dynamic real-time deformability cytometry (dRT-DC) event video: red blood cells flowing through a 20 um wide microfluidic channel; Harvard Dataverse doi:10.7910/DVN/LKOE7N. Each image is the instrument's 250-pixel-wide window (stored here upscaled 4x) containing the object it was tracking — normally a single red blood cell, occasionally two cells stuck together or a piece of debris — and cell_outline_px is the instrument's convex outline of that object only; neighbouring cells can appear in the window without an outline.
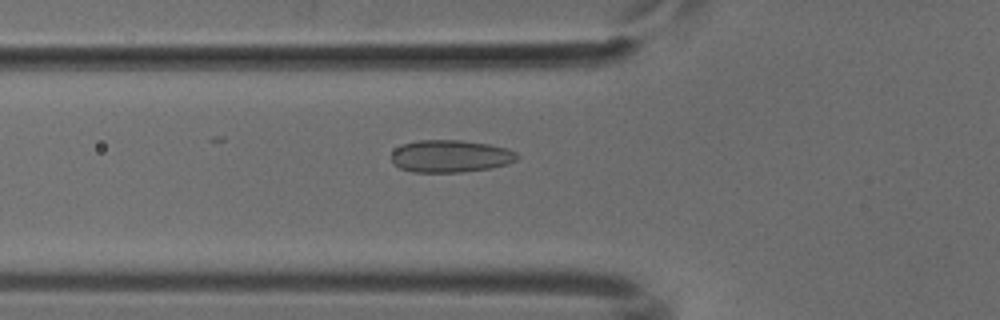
{"species": "common noctule bat (a hibernating species)", "species_latin": "Nyctalus noctula", "temperature_condition": "cold", "stored_images_in_passage": 50, "camera_frame_rate_fps": 3000, "um_per_image_px": 0.085, "animal": {"sex": "male", "body_mass_g": 18.8}, "frame": {"image": 1, "passage_image": 18, "time_ms": 5.667, "image_size_px": [1000, 320], "cell_outline_px": [[520, 156], [516, 160], [508, 164], [492, 168], [464, 172], [412, 172], [400, 168], [392, 164], [392, 152], [396, 148], [404, 144], [420, 140], [460, 140], [488, 144], [508, 148], [516, 152]], "centroid_in_image_um": [38.31, 13.28], "position_along_channel_um": 87.5, "area_um2": 23.87}}
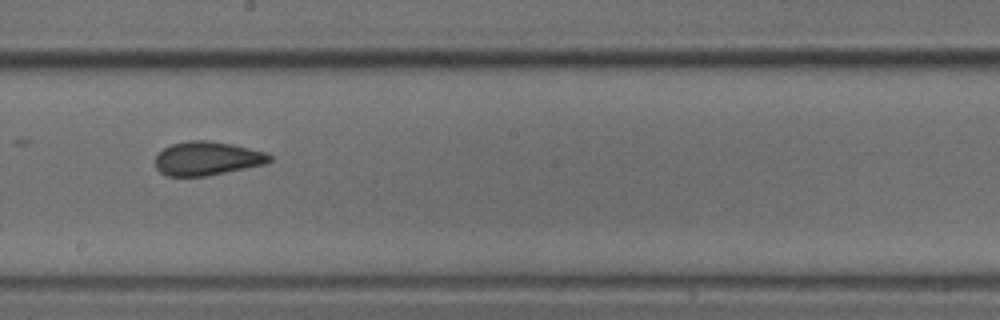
{"frame": {"image": 2, "passage_image": 29, "time_ms": 9.333, "image_size_px": [1000, 320], "cell_outline_px": [[272, 160], [264, 164], [204, 176], [168, 176], [160, 172], [156, 168], [156, 156], [164, 148], [172, 144], [188, 140], [208, 140], [232, 144], [264, 152], [272, 156]], "centroid_in_image_um": [17.58, 13.46], "position_along_channel_um": 230.6, "area_um2": 22.2}}
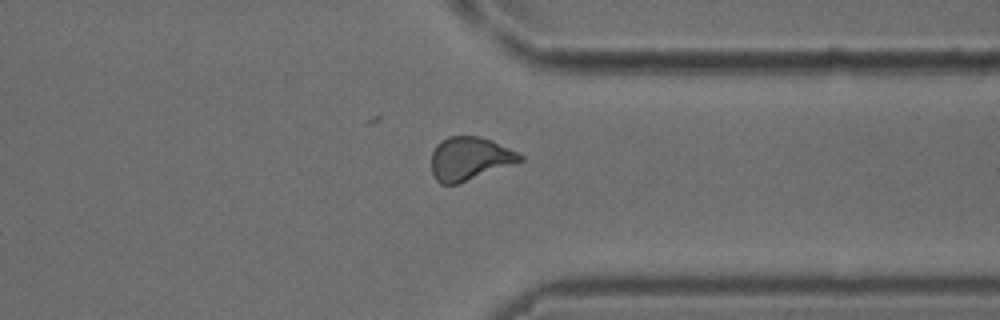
{"frame": {"image": 3, "passage_image": 40, "time_ms": 13.0, "image_size_px": [1000, 320], "cell_outline_px": [[524, 160], [456, 184], [440, 184], [436, 180], [432, 172], [432, 152], [436, 144], [440, 140], [448, 136], [476, 136], [492, 140], [524, 156]], "centroid_in_image_um": [39.88, 13.47], "position_along_channel_um": 371.5, "area_um2": 22.08}}